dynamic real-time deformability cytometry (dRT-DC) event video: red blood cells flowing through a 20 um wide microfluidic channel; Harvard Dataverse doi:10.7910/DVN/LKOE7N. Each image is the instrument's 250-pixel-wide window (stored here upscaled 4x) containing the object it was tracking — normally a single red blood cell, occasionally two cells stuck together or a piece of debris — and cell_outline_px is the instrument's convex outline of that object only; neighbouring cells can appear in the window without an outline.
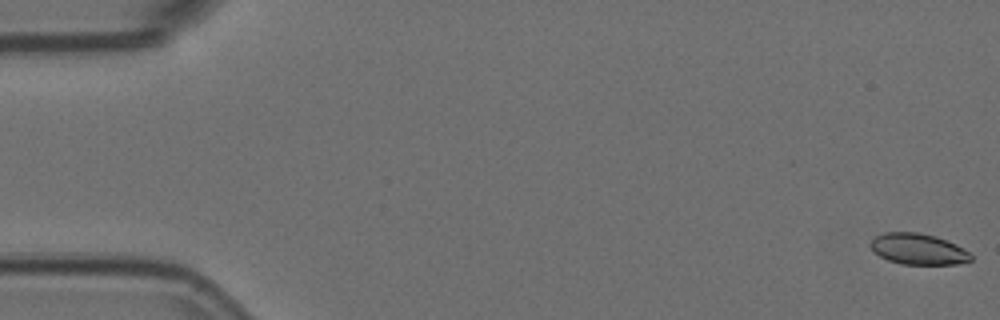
{"species": "Egyptian fruit bat (a non-hibernating species)", "species_latin": "Rousettus aegyptiacus", "temperature_condition": "room temperature", "stored_images_in_passage": 7, "camera_frame_rate_fps": 3000, "um_per_image_px": 0.085, "animal": {"sex": "female"}, "frame": {"image": 1, "passage_image": 1, "time_ms": 0.0, "image_size_px": [1000, 320], "cell_outline_px": [[972, 260], [956, 264], [900, 264], [888, 260], [872, 252], [868, 244], [876, 236], [884, 232], [920, 232], [936, 236], [956, 244], [964, 248], [972, 256]], "centroid_in_image_um": [78.01, 21.16], "position_along_channel_um": 7.0, "area_um2": 18.32}}
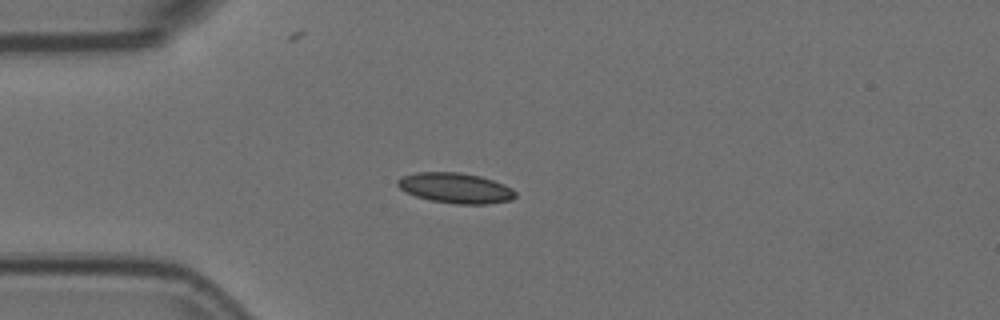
{"frame": {"image": 2, "passage_image": 5, "time_ms": 1.333, "image_size_px": [1000, 320], "cell_outline_px": [[516, 196], [512, 200], [488, 204], [456, 204], [428, 200], [404, 192], [396, 184], [396, 180], [404, 176], [416, 172], [460, 172], [480, 176], [504, 184], [512, 188], [516, 192]], "centroid_in_image_um": [38.72, 15.99], "position_along_channel_um": 46.3, "area_um2": 20.98}}
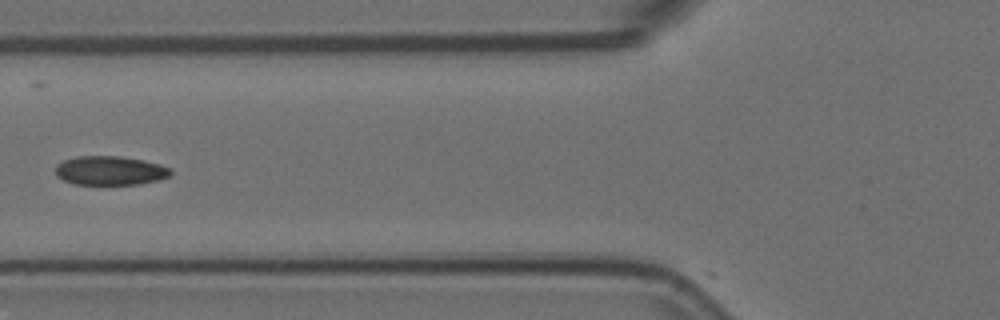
{"frame": {"image": 3, "passage_image": 7, "time_ms": 2.0, "image_size_px": [1000, 320], "cell_outline_px": [[172, 176], [160, 180], [140, 184], [72, 184], [56, 176], [56, 164], [64, 160], [76, 156], [120, 156], [144, 160], [160, 164], [172, 168]], "centroid_in_image_um": [9.4, 14.5], "position_along_channel_um": 116.4, "area_um2": 19.77}}